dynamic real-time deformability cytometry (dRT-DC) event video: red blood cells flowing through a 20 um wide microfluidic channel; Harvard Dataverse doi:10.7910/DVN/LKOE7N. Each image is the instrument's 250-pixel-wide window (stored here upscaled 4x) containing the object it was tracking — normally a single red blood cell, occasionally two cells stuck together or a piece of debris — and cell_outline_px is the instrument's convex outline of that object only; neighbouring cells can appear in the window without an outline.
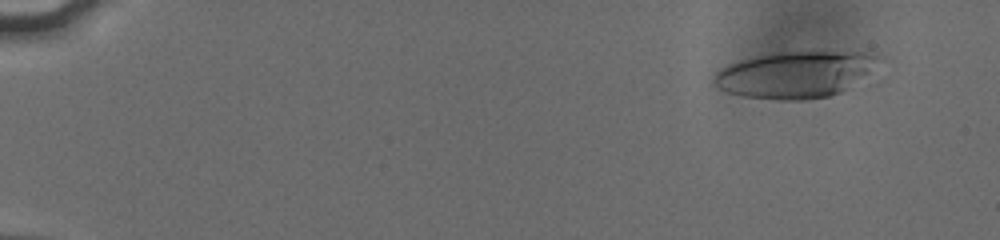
{"species": "human", "species_latin": "Homo sapiens", "temperature_condition": "cold", "stored_images_in_passage": 57, "camera_frame_rate_fps": 3000, "um_per_image_px": 0.085, "donor": {"sex": "male"}, "frame": {"image": 1, "passage_image": 1, "time_ms": 0.0, "image_size_px": [1000, 240], "cell_outline_px": [[876, 56], [864, 72], [840, 92], [828, 96], [804, 100], [780, 100], [744, 96], [728, 92], [716, 88], [712, 84], [712, 76], [720, 68], [728, 64], [740, 60], [756, 56], [784, 52], [868, 52]], "centroid_in_image_um": [67.36, 6.35], "position_along_channel_um": 17.6, "area_um2": 43.23}}
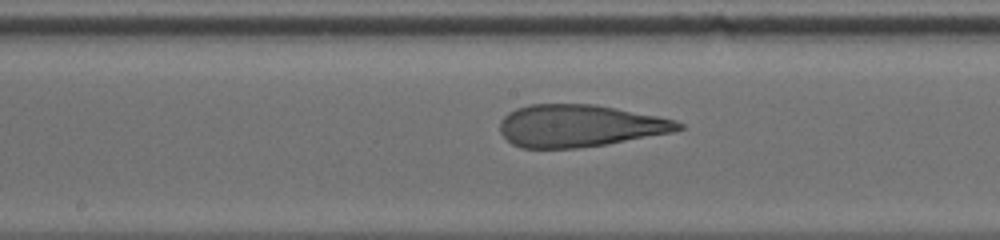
{"frame": {"image": 2, "passage_image": 36, "time_ms": 8.667, "image_size_px": [1000, 240], "cell_outline_px": [[684, 128], [672, 132], [608, 144], [576, 148], [520, 148], [512, 144], [500, 132], [500, 120], [508, 112], [516, 108], [528, 104], [596, 104], [676, 120], [684, 124]], "centroid_in_image_um": [49.24, 10.69], "position_along_channel_um": 199.0, "area_um2": 43.99}}
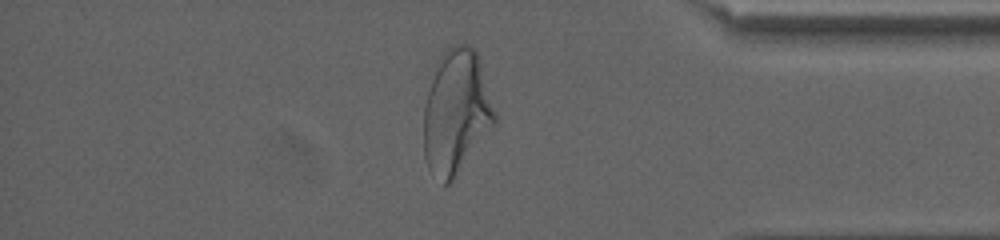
{"frame": {"image": 3, "passage_image": 51, "time_ms": 14.333, "image_size_px": [1000, 240], "cell_outline_px": [[496, 124], [452, 180], [448, 184], [444, 184], [428, 168], [424, 156], [424, 108], [428, 92], [432, 80], [444, 52], [452, 44], [468, 44], [476, 52], [496, 112]], "centroid_in_image_um": [38.79, 9.55], "position_along_channel_um": 396.4, "area_um2": 50.34}, "authors_computed_cell_mechanics": {"area_um2": 44.2748, "velocity_mm_per_s": 3.8102, "shape_relaxation_time_tau1_ms": 6.8532, "shape_relaxation_time_tau2_ms": 1.6049, "deformation_change_tau1": 0.281, "deformation_change_tau2": 0.1131}}